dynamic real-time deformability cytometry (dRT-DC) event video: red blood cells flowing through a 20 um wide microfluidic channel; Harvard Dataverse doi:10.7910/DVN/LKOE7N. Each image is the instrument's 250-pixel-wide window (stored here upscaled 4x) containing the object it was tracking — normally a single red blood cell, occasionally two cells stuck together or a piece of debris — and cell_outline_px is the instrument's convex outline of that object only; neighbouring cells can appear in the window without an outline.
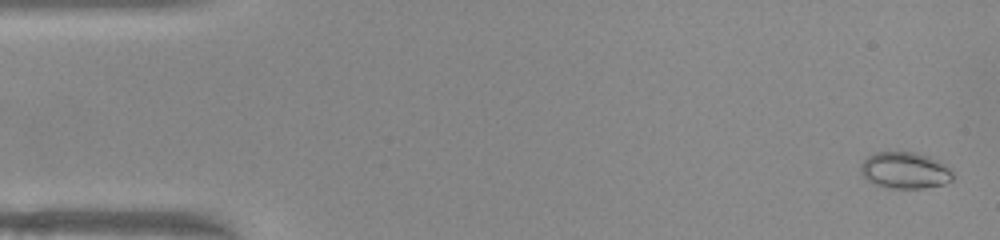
{"species": "common noctule bat (a hibernating species)", "species_latin": "Nyctalus noctula", "temperature_condition": "warm", "stored_images_in_passage": 52, "camera_frame_rate_fps": 3000, "um_per_image_px": 0.085, "animal": {"sex": "female", "body_mass_g": 22.0, "forearm_length_mm": 56.7}, "frame": {"image": 1, "passage_image": 2, "time_ms": 0.333, "image_size_px": [1000, 240], "cell_outline_px": [[952, 180], [944, 184], [924, 188], [888, 188], [872, 184], [860, 172], [860, 164], [868, 156], [876, 152], [912, 152], [928, 156], [944, 164], [952, 172]], "centroid_in_image_um": [76.88, 14.49], "position_along_channel_um": 8.1, "area_um2": 19.54}}
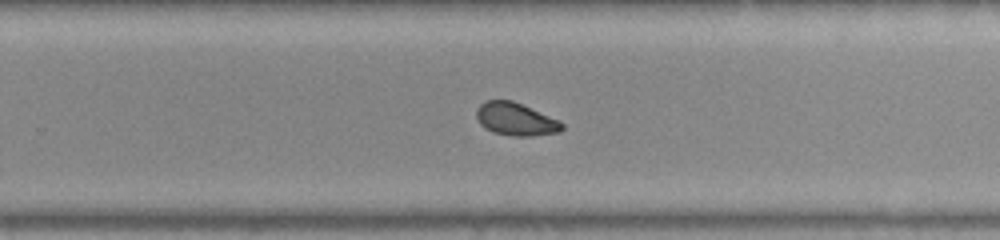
{"frame": {"image": 2, "passage_image": 33, "time_ms": 10.667, "image_size_px": [1000, 240], "cell_outline_px": [[564, 128], [560, 132], [532, 136], [512, 136], [492, 132], [484, 128], [480, 124], [476, 116], [476, 108], [480, 104], [488, 100], [512, 100], [560, 120], [564, 124]], "centroid_in_image_um": [43.84, 10.14], "position_along_channel_um": 286.0, "area_um2": 16.53}}
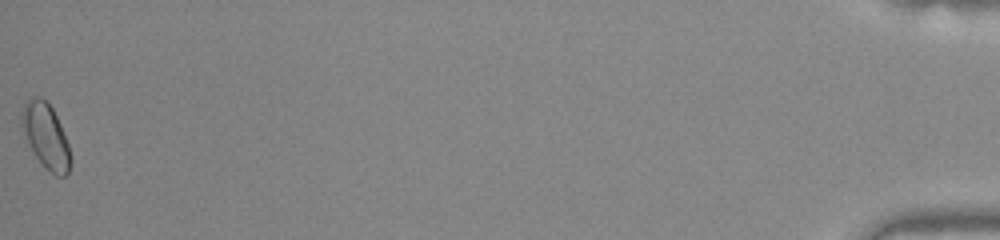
{"frame": {"image": 3, "passage_image": 52, "time_ms": 17.0, "image_size_px": [1000, 240], "cell_outline_px": [[72, 160], [68, 176], [56, 176], [44, 168], [32, 152], [20, 128], [20, 112], [24, 104], [32, 96], [40, 96], [52, 108], [60, 124], [68, 144], [72, 156]], "centroid_in_image_um": [3.88, 11.59], "position_along_channel_um": 431.3, "area_um2": 18.96}, "authors_computed_cell_mechanics": {"area_um2": 16.9065, "velocity_mm_per_s": 3.9591, "shape_relaxation_time_tau1_ms": 3.9507, "shape_relaxation_time_tau2_ms": 1.5143, "deformation_change_tau1": 0.0974, "deformation_change_tau2": 0.0499}}